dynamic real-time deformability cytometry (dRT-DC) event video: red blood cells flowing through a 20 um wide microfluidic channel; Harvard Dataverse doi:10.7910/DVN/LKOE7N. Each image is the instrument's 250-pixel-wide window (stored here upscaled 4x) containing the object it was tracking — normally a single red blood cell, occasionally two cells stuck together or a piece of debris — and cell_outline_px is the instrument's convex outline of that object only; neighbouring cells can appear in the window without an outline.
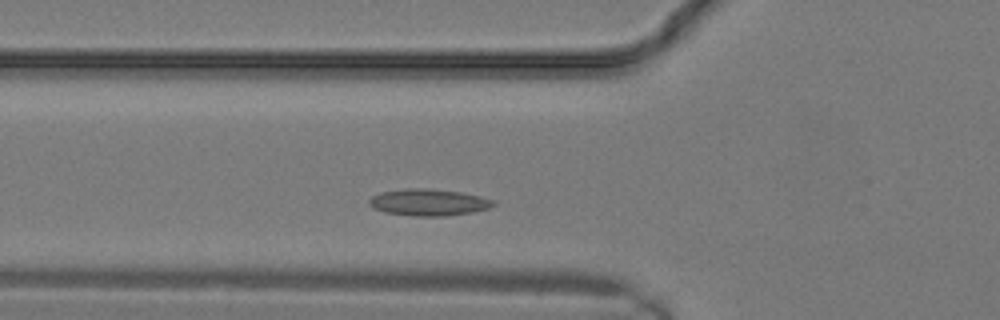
{"species": "common noctule bat (a hibernating species)", "species_latin": "Nyctalus noctula", "temperature_condition": "warm", "stored_images_in_passage": 4, "camera_frame_rate_fps": 3000, "um_per_image_px": 0.085, "animal": {"sex": "male", "body_mass_g": 19.2, "forearm_length_mm": 51.8}, "frame": {"image": 1, "passage_image": 2, "time_ms": 0.333, "image_size_px": [1000, 320], "cell_outline_px": [[496, 204], [488, 208], [472, 212], [444, 216], [416, 216], [384, 212], [372, 208], [368, 204], [368, 200], [372, 196], [380, 192], [408, 188], [428, 188], [460, 192], [480, 196], [496, 200]], "centroid_in_image_um": [36.41, 17.19], "position_along_channel_um": 89.4, "area_um2": 19.42}}
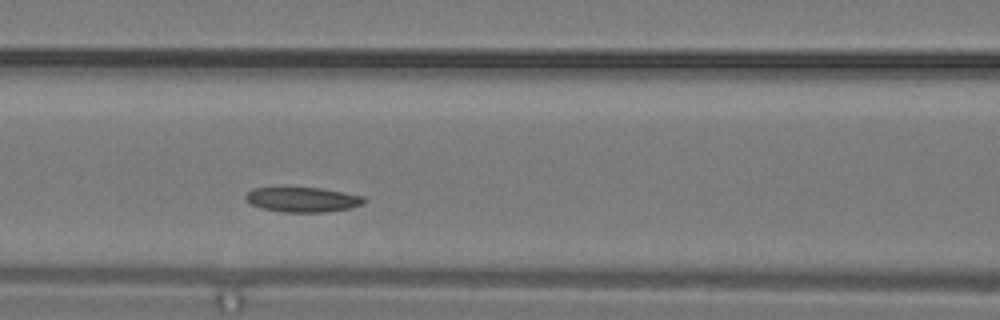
{"frame": {"image": 2, "passage_image": 4, "time_ms": 1.0, "image_size_px": [1000, 320], "cell_outline_px": [[368, 200], [364, 204], [348, 208], [324, 212], [284, 212], [264, 208], [252, 204], [244, 196], [252, 188], [320, 188], [344, 192], [364, 196]], "centroid_in_image_um": [25.78, 16.96], "position_along_channel_um": 140.8, "area_um2": 16.94}}